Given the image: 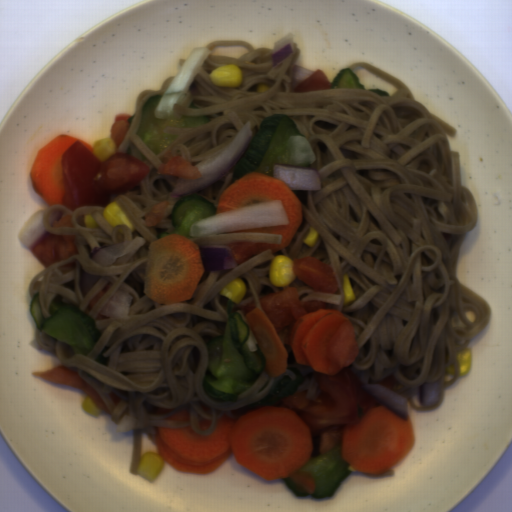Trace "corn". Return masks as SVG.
Instances as JSON below:
<instances>
[{
  "mask_svg": "<svg viewBox=\"0 0 512 512\" xmlns=\"http://www.w3.org/2000/svg\"><path fill=\"white\" fill-rule=\"evenodd\" d=\"M269 278L272 285L278 287L294 282L296 273L292 259L282 255L273 257L269 265Z\"/></svg>",
  "mask_w": 512,
  "mask_h": 512,
  "instance_id": "obj_1",
  "label": "corn"
},
{
  "mask_svg": "<svg viewBox=\"0 0 512 512\" xmlns=\"http://www.w3.org/2000/svg\"><path fill=\"white\" fill-rule=\"evenodd\" d=\"M210 81L216 86L238 87L243 81L241 68L234 65L218 67L212 71Z\"/></svg>",
  "mask_w": 512,
  "mask_h": 512,
  "instance_id": "obj_2",
  "label": "corn"
},
{
  "mask_svg": "<svg viewBox=\"0 0 512 512\" xmlns=\"http://www.w3.org/2000/svg\"><path fill=\"white\" fill-rule=\"evenodd\" d=\"M164 465L165 461L157 452L149 451L141 457L137 472L138 475L153 483L163 470Z\"/></svg>",
  "mask_w": 512,
  "mask_h": 512,
  "instance_id": "obj_3",
  "label": "corn"
},
{
  "mask_svg": "<svg viewBox=\"0 0 512 512\" xmlns=\"http://www.w3.org/2000/svg\"><path fill=\"white\" fill-rule=\"evenodd\" d=\"M101 216L106 220L110 227L114 228L117 225H126L132 233L135 229L130 219L125 214L117 201L113 200L111 203H109L104 208Z\"/></svg>",
  "mask_w": 512,
  "mask_h": 512,
  "instance_id": "obj_4",
  "label": "corn"
},
{
  "mask_svg": "<svg viewBox=\"0 0 512 512\" xmlns=\"http://www.w3.org/2000/svg\"><path fill=\"white\" fill-rule=\"evenodd\" d=\"M93 152L98 160L105 161L110 156L116 155L117 147L115 139L111 137H104L94 142Z\"/></svg>",
  "mask_w": 512,
  "mask_h": 512,
  "instance_id": "obj_5",
  "label": "corn"
},
{
  "mask_svg": "<svg viewBox=\"0 0 512 512\" xmlns=\"http://www.w3.org/2000/svg\"><path fill=\"white\" fill-rule=\"evenodd\" d=\"M246 285L241 279H234L225 284L219 294L228 297L235 304H238L244 297Z\"/></svg>",
  "mask_w": 512,
  "mask_h": 512,
  "instance_id": "obj_6",
  "label": "corn"
},
{
  "mask_svg": "<svg viewBox=\"0 0 512 512\" xmlns=\"http://www.w3.org/2000/svg\"><path fill=\"white\" fill-rule=\"evenodd\" d=\"M456 359L458 360V377L469 374L472 362L471 348H463L457 351Z\"/></svg>",
  "mask_w": 512,
  "mask_h": 512,
  "instance_id": "obj_7",
  "label": "corn"
},
{
  "mask_svg": "<svg viewBox=\"0 0 512 512\" xmlns=\"http://www.w3.org/2000/svg\"><path fill=\"white\" fill-rule=\"evenodd\" d=\"M342 288L344 290V303L343 307H348L356 298L353 287L351 284L350 276L349 274H344L343 276V282H342Z\"/></svg>",
  "mask_w": 512,
  "mask_h": 512,
  "instance_id": "obj_8",
  "label": "corn"
},
{
  "mask_svg": "<svg viewBox=\"0 0 512 512\" xmlns=\"http://www.w3.org/2000/svg\"><path fill=\"white\" fill-rule=\"evenodd\" d=\"M81 406L87 414L95 418L98 417L102 412L101 408L93 402L89 395H85L83 401L81 402Z\"/></svg>",
  "mask_w": 512,
  "mask_h": 512,
  "instance_id": "obj_9",
  "label": "corn"
},
{
  "mask_svg": "<svg viewBox=\"0 0 512 512\" xmlns=\"http://www.w3.org/2000/svg\"><path fill=\"white\" fill-rule=\"evenodd\" d=\"M317 237H318V231H317V228H312L310 229L309 233L307 234V236L305 237L304 239V244L305 245H308L310 247H313L314 244L316 243L317 241Z\"/></svg>",
  "mask_w": 512,
  "mask_h": 512,
  "instance_id": "obj_10",
  "label": "corn"
},
{
  "mask_svg": "<svg viewBox=\"0 0 512 512\" xmlns=\"http://www.w3.org/2000/svg\"><path fill=\"white\" fill-rule=\"evenodd\" d=\"M84 224L85 227L99 228L97 222L91 215H84Z\"/></svg>",
  "mask_w": 512,
  "mask_h": 512,
  "instance_id": "obj_11",
  "label": "corn"
},
{
  "mask_svg": "<svg viewBox=\"0 0 512 512\" xmlns=\"http://www.w3.org/2000/svg\"><path fill=\"white\" fill-rule=\"evenodd\" d=\"M270 89L266 83L258 84L256 92H267Z\"/></svg>",
  "mask_w": 512,
  "mask_h": 512,
  "instance_id": "obj_12",
  "label": "corn"
},
{
  "mask_svg": "<svg viewBox=\"0 0 512 512\" xmlns=\"http://www.w3.org/2000/svg\"><path fill=\"white\" fill-rule=\"evenodd\" d=\"M450 375H455V366L452 364L445 368Z\"/></svg>",
  "mask_w": 512,
  "mask_h": 512,
  "instance_id": "obj_13",
  "label": "corn"
}]
</instances>
